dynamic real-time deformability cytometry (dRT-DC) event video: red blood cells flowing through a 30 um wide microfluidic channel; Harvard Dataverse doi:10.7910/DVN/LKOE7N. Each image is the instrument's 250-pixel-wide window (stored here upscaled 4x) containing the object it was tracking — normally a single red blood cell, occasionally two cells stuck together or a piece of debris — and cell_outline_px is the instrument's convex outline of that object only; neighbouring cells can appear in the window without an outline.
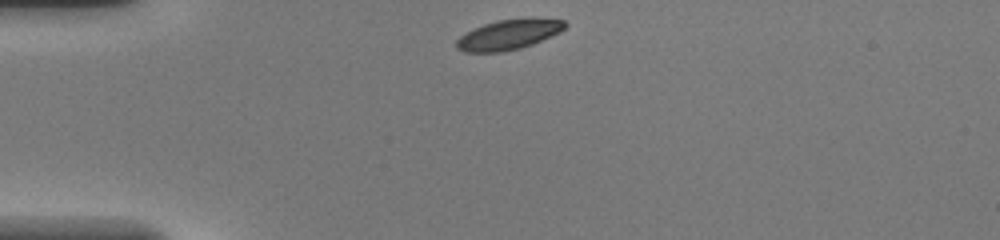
{"species": "common noctule bat (a hibernating species)", "species_latin": "Nyctalus noctula", "temperature_condition": "warm", "stored_images_in_passage": 38, "camera_frame_rate_fps": 3000, "um_per_image_px": 0.085, "animal": {"sex": "female", "body_mass_g": 20.0, "forearm_length_mm": 54.0}, "frame": {"image": 1, "passage_image": 1, "time_ms": 0.0, "image_size_px": [1000, 240], "cell_outline_px": [[568, 24], [560, 32], [532, 44], [520, 48], [504, 52], [464, 52], [456, 48], [456, 40], [460, 36], [484, 24], [496, 20], [564, 20]], "centroid_in_image_um": [43.18, 2.98], "position_along_channel_um": 41.8, "area_um2": 18.32}}
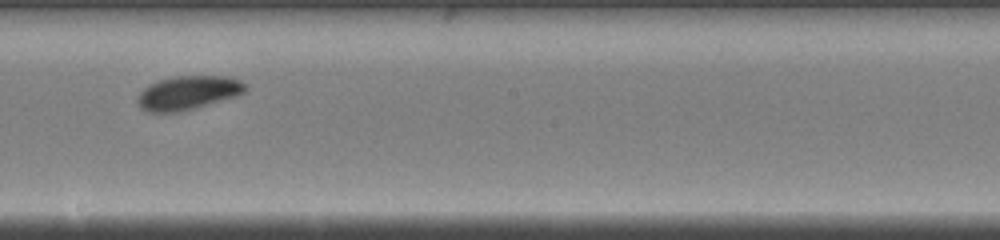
{"frame": {"image": 2, "passage_image": 17, "time_ms": 5.333, "image_size_px": [1000, 240], "cell_outline_px": [[248, 88], [240, 96], [196, 108], [180, 112], [144, 112], [136, 104], [136, 96], [148, 84], [160, 80], [176, 76], [228, 76], [240, 80]], "centroid_in_image_um": [15.97, 7.9], "position_along_channel_um": 232.2, "area_um2": 21.73}}
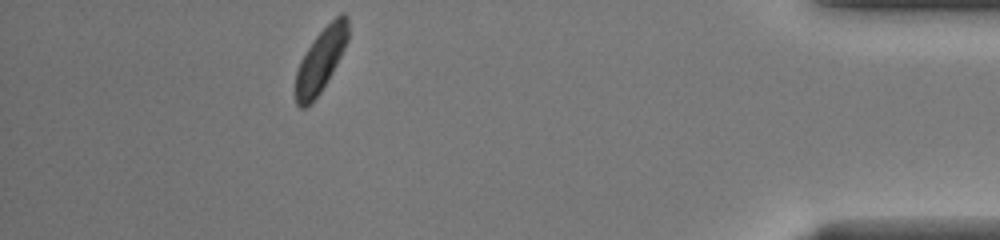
{"frame": {"image": 3, "passage_image": 33, "time_ms": 10.667, "image_size_px": [1000, 240], "cell_outline_px": [[348, 40], [332, 72], [320, 92], [304, 108], [300, 108], [296, 104], [296, 72], [300, 60], [316, 36], [340, 12], [344, 12], [348, 16]], "centroid_in_image_um": [27.27, 5.07], "position_along_channel_um": 407.9, "area_um2": 18.96}, "authors_computed_cell_mechanics": {"area_um2": 20.6924, "velocity_mm_per_s": 4.2162, "shape_relaxation_time_tau1_ms": 2.2719, "shape_relaxation_time_tau2_ms": null, "deformation_change_tau1": 0.1125, "deformation_change_tau2": null}}